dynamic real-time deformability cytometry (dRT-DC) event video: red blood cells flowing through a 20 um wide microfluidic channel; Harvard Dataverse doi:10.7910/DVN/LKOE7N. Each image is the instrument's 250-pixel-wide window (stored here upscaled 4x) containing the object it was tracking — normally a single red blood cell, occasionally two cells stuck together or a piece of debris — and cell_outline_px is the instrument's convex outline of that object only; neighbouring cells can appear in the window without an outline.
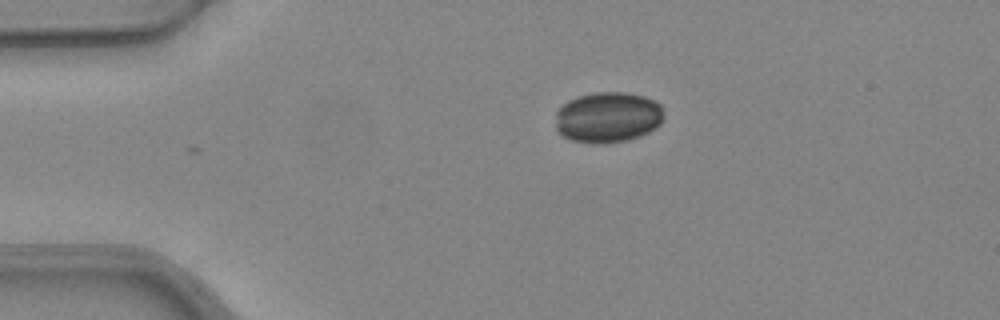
{"species": "common noctule bat (a hibernating species)", "species_latin": "Nyctalus noctula", "temperature_condition": "warm", "stored_images_in_passage": 3, "camera_frame_rate_fps": 3000, "um_per_image_px": 0.085, "animal": {"sex": "female", "body_mass_g": 24.6, "forearm_length_mm": 56.2}, "frame": {"image": 1, "passage_image": 1, "time_ms": 0.0, "image_size_px": [1000, 320], "cell_outline_px": [[664, 116], [660, 124], [648, 132], [640, 136], [628, 140], [572, 140], [564, 136], [556, 128], [556, 112], [568, 100], [580, 96], [596, 92], [628, 92], [644, 96], [656, 100], [664, 108]], "centroid_in_image_um": [51.73, 9.9], "position_along_channel_um": 33.3, "area_um2": 31.33}}